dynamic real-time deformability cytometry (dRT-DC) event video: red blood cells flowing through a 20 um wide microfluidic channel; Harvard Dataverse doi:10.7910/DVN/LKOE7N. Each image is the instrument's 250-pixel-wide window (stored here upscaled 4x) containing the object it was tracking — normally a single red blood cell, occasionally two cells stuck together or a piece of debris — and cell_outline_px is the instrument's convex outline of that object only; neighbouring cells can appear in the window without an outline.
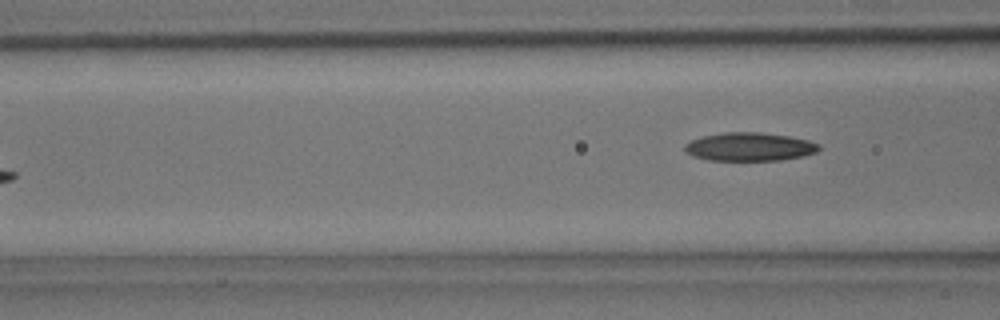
{"species": "common noctule bat (a hibernating species)", "species_latin": "Nyctalus noctula", "temperature_condition": "room temperature", "stored_images_in_passage": 7, "camera_frame_rate_fps": 3000, "um_per_image_px": 0.085, "animal": {"sex": "male", "body_mass_g": 15.6}, "frame": {"image": 1, "passage_image": 7, "time_ms": 2.0, "image_size_px": [1000, 320], "cell_outline_px": [[820, 148], [816, 152], [804, 156], [780, 160], [708, 160], [692, 156], [684, 148], [684, 144], [692, 140], [704, 136], [724, 132], [760, 132], [788, 136], [808, 140], [820, 144]], "centroid_in_image_um": [63.73, 12.47], "position_along_channel_um": 102.9, "area_um2": 22.14}}